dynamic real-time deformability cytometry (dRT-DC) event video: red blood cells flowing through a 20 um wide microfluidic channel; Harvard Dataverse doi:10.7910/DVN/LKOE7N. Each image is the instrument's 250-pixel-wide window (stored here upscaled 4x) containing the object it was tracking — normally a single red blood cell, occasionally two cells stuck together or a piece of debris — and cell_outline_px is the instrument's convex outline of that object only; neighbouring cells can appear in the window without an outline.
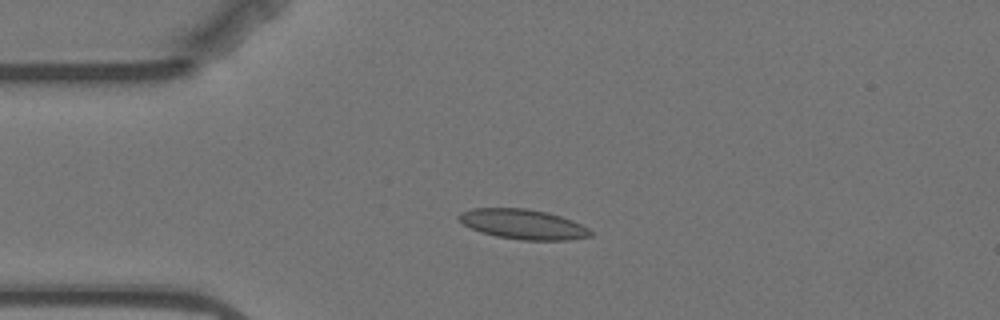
{"species": "Egyptian fruit bat (a non-hibernating species)", "species_latin": "Rousettus aegyptiacus", "temperature_condition": "warm", "stored_images_in_passage": 5, "camera_frame_rate_fps": 3000, "um_per_image_px": 0.085, "animal": {"sex": "female"}, "frame": {"image": 1, "passage_image": 4, "time_ms": 3.667, "image_size_px": [1000, 320], "cell_outline_px": [[592, 236], [568, 240], [520, 240], [496, 236], [480, 232], [464, 224], [456, 216], [460, 212], [472, 208], [524, 208], [548, 212], [572, 220], [588, 228], [592, 232]], "centroid_in_image_um": [44.45, 19.06], "position_along_channel_um": 40.5, "area_um2": 22.95}}